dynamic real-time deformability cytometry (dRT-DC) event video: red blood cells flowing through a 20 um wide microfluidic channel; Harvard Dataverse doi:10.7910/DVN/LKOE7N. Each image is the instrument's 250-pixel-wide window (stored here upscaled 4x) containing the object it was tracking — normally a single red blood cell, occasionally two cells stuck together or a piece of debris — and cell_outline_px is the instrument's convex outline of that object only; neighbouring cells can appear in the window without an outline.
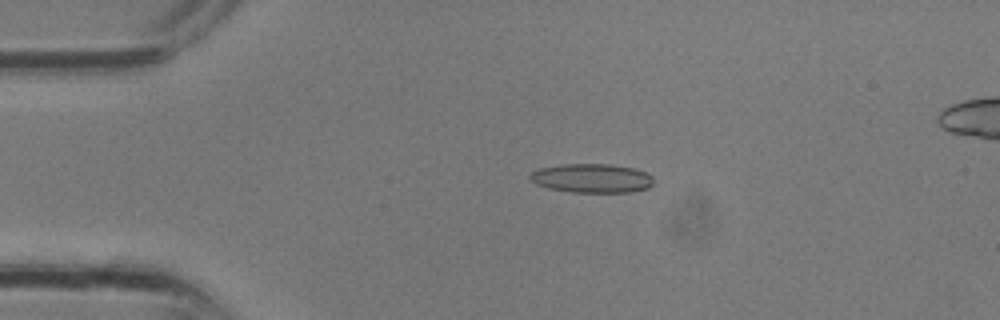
{"species": "common noctule bat (a hibernating species)", "species_latin": "Nyctalus noctula", "temperature_condition": "room temperature", "stored_images_in_passage": 32, "camera_frame_rate_fps": 3000, "um_per_image_px": 0.085, "animal": {"sex": "male", "body_mass_g": 13.3}, "frame": {"image": 1, "passage_image": 7, "time_ms": 2.0, "image_size_px": [1000, 320], "cell_outline_px": [[652, 184], [648, 188], [632, 192], [572, 192], [548, 188], [536, 184], [528, 176], [532, 172], [540, 168], [560, 164], [612, 164], [632, 168], [644, 172], [652, 176]], "centroid_in_image_um": [50.29, 15.15], "position_along_channel_um": 34.7, "area_um2": 20.81}}
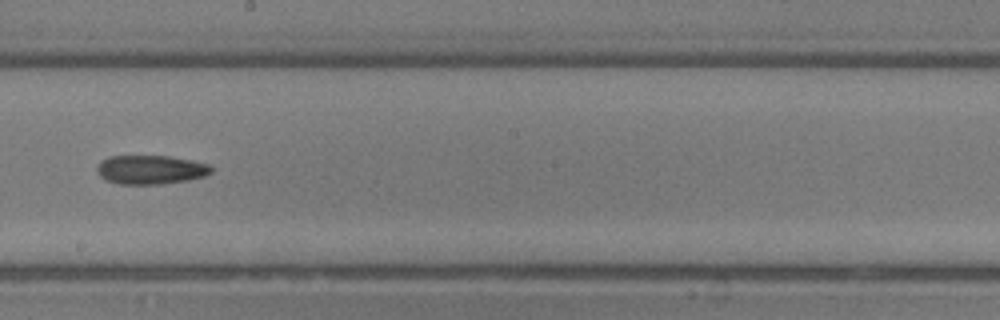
{"frame": {"image": 2, "passage_image": 18, "time_ms": 5.667, "image_size_px": [1000, 320], "cell_outline_px": [[212, 172], [204, 176], [188, 180], [160, 184], [120, 184], [108, 180], [100, 176], [96, 168], [100, 160], [108, 156], [168, 156], [192, 160], [208, 164], [212, 168]], "centroid_in_image_um": [12.79, 14.41], "position_along_channel_um": 235.4, "area_um2": 19.25}}
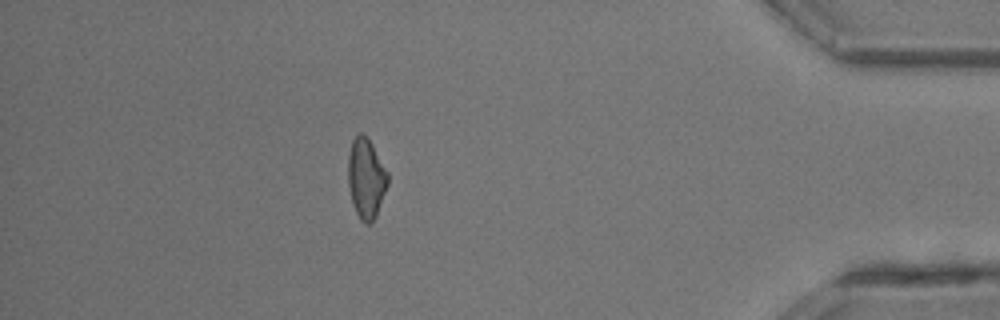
{"frame": {"image": 3, "passage_image": 28, "time_ms": 9.0, "image_size_px": [1000, 320], "cell_outline_px": [[388, 184], [376, 216], [368, 224], [364, 224], [360, 220], [356, 212], [352, 200], [348, 184], [348, 156], [352, 140], [360, 132], [364, 132], [372, 144], [388, 172]], "centroid_in_image_um": [31.12, 15.14], "position_along_channel_um": 404.1, "area_um2": 18.5}}